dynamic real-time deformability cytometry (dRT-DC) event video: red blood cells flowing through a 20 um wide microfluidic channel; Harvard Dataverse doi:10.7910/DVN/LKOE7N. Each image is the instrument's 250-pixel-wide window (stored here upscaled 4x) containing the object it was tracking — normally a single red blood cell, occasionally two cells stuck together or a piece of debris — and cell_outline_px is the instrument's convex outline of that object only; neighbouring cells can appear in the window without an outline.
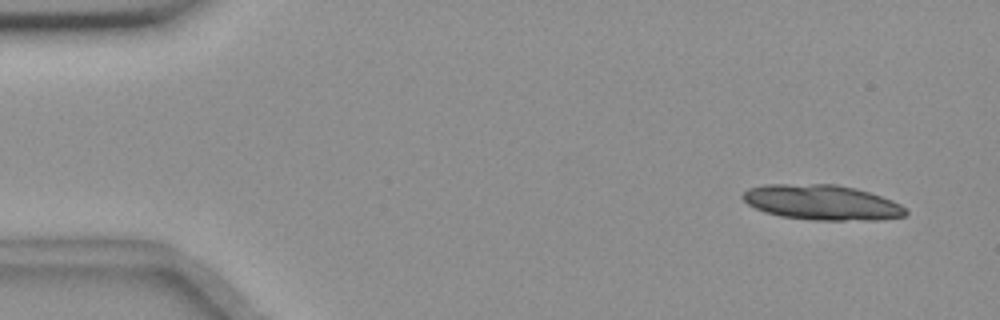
{"species": "common noctule bat (a hibernating species)", "species_latin": "Nyctalus noctula", "temperature_condition": "room temperature", "stored_images_in_passage": 20, "segment_of_instrument_passage": [1, 2], "camera_frame_rate_fps": 3000, "um_per_image_px": 0.085, "animal": {"sex": "female", "body_mass_g": 18.4}, "frame": {"image": 1, "passage_image": 4, "time_ms": 1.0, "image_size_px": [1000, 320], "cell_outline_px": [[908, 212], [904, 216], [880, 220], [812, 220], [780, 216], [764, 212], [748, 204], [740, 196], [748, 188], [764, 184], [836, 184], [856, 188], [892, 200], [908, 208]], "centroid_in_image_um": [69.87, 17.2], "position_along_channel_um": 15.1, "area_um2": 33.58}}